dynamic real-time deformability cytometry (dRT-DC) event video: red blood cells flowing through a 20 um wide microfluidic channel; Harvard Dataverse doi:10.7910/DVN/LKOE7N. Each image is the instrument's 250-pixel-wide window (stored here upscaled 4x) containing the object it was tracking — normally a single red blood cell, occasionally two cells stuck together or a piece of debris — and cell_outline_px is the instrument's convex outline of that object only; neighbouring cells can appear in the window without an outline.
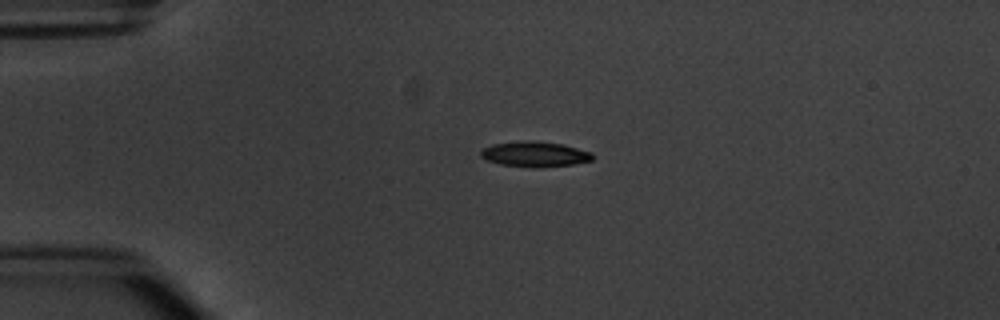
{"species": "common noctule bat (a hibernating species)", "species_latin": "Nyctalus noctula", "temperature_condition": "warm", "stored_images_in_passage": 5, "camera_frame_rate_fps": 3000, "um_per_image_px": 0.085, "animal": {"sex": "male", "body_mass_g": 20.1, "forearm_length_mm": 53.5}, "frame": {"image": 1, "passage_image": 4, "time_ms": 3.667, "image_size_px": [1000, 320], "cell_outline_px": [[592, 160], [572, 164], [536, 168], [532, 168], [500, 164], [488, 160], [480, 156], [480, 152], [484, 148], [492, 144], [520, 140], [532, 140], [564, 144], [592, 152]], "centroid_in_image_um": [45.44, 13.09], "position_along_channel_um": 39.6, "area_um2": 16.59}}